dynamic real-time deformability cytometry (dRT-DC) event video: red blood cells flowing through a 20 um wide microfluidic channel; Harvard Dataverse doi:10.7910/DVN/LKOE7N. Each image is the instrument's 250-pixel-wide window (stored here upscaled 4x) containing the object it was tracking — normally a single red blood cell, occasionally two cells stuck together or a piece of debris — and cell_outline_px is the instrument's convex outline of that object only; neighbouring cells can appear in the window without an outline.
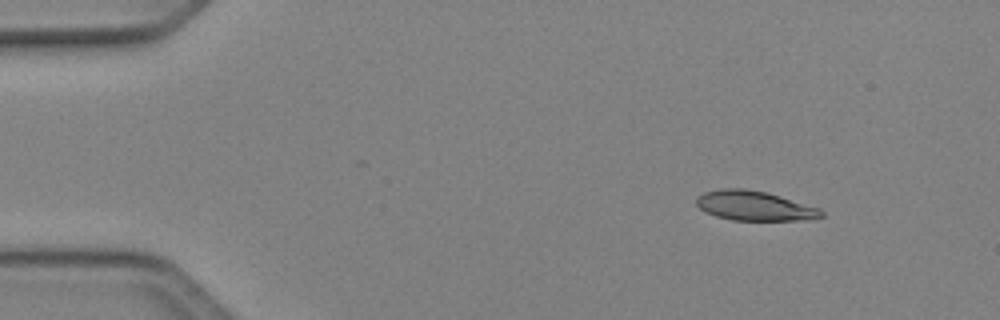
{"species": "Egyptian fruit bat (a non-hibernating species)", "species_latin": "Rousettus aegyptiacus", "temperature_condition": "cold", "stored_images_in_passage": 44, "camera_frame_rate_fps": 3000, "um_per_image_px": 0.085, "animal": {"sex": "female"}, "frame": {"image": 1, "passage_image": 1, "time_ms": 0.0, "image_size_px": [1000, 320], "cell_outline_px": [[824, 216], [808, 220], [732, 220], [716, 216], [704, 212], [696, 204], [696, 196], [704, 192], [720, 188], [744, 188], [764, 192], [780, 196], [820, 208], [824, 212]], "centroid_in_image_um": [64.11, 17.49], "position_along_channel_um": 20.9, "area_um2": 21.68}}
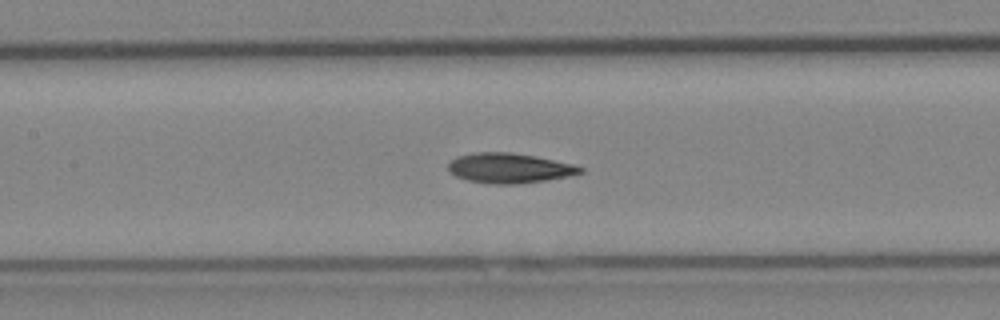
{"frame": {"image": 2, "passage_image": 18, "time_ms": 5.667, "image_size_px": [1000, 320], "cell_outline_px": [[584, 172], [568, 176], [548, 180], [516, 184], [492, 184], [468, 180], [456, 176], [448, 172], [448, 164], [456, 156], [476, 152], [508, 152], [536, 156], [572, 164], [584, 168]], "centroid_in_image_um": [43.28, 14.29], "position_along_channel_um": 164.1, "area_um2": 23.06}}
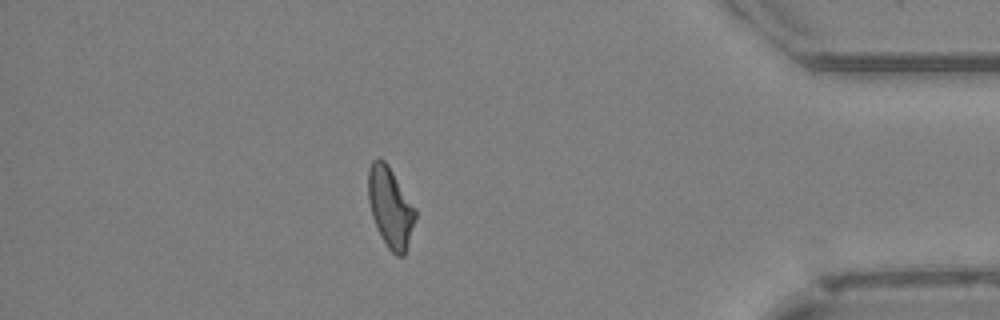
{"frame": {"image": 3, "passage_image": 38, "time_ms": 12.333, "image_size_px": [1000, 320], "cell_outline_px": [[416, 216], [404, 256], [396, 256], [388, 248], [372, 216], [368, 200], [368, 168], [372, 160], [380, 156], [388, 164], [416, 208]], "centroid_in_image_um": [33.17, 17.56], "position_along_channel_um": 402.0, "area_um2": 21.91}, "authors_computed_cell_mechanics": {"area_um2": 22.5131, "velocity_mm_per_s": 4.1352, "shape_relaxation_time_tau1_ms": 7.5611, "shape_relaxation_time_tau2_ms": 6.0479, "deformation_change_tau1": 0.1801, "deformation_change_tau2": 0.1543}}